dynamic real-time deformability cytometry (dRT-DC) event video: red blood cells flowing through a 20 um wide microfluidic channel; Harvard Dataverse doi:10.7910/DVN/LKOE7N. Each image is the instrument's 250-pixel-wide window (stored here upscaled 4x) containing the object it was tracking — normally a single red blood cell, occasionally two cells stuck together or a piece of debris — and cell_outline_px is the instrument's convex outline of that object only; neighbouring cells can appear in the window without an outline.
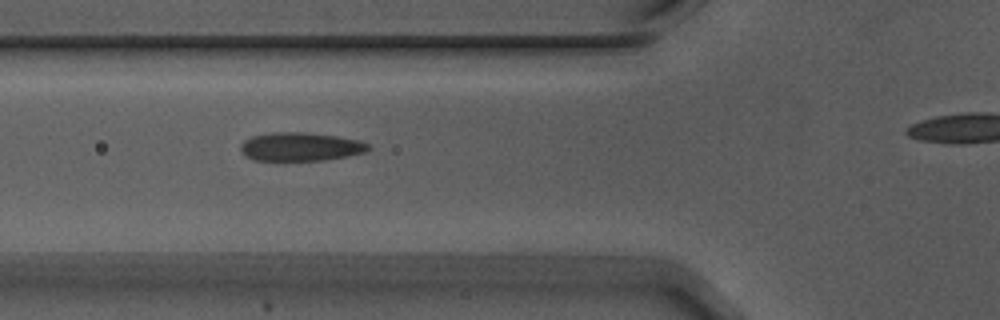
{"species": "Egyptian fruit bat (a non-hibernating species)", "species_latin": "Rousettus aegyptiacus", "temperature_condition": "warm", "stored_images_in_passage": 30, "camera_frame_rate_fps": 3000, "um_per_image_px": 0.085, "animal": {"sex": "male"}, "frame": {"image": 1, "passage_image": 5, "time_ms": 1.333, "image_size_px": [1000, 320], "cell_outline_px": [[372, 148], [364, 152], [348, 156], [324, 160], [252, 160], [244, 156], [240, 148], [240, 144], [244, 140], [252, 136], [272, 132], [308, 132], [336, 136], [360, 140], [368, 144]], "centroid_in_image_um": [25.53, 12.46], "position_along_channel_um": 100.3, "area_um2": 21.39}}
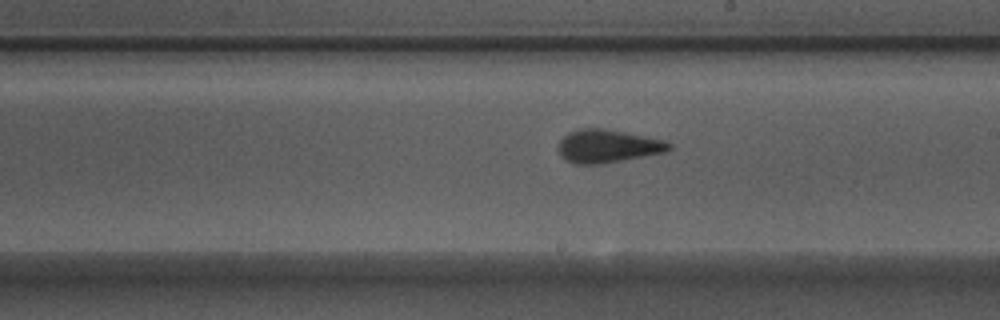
{"frame": {"image": 2, "passage_image": 16, "time_ms": 5.0, "image_size_px": [1000, 320], "cell_outline_px": [[672, 148], [664, 152], [600, 164], [576, 164], [564, 160], [560, 156], [560, 140], [568, 132], [580, 128], [604, 128], [664, 140], [672, 144]], "centroid_in_image_um": [51.63, 12.42], "position_along_channel_um": 237.4, "area_um2": 21.15}}
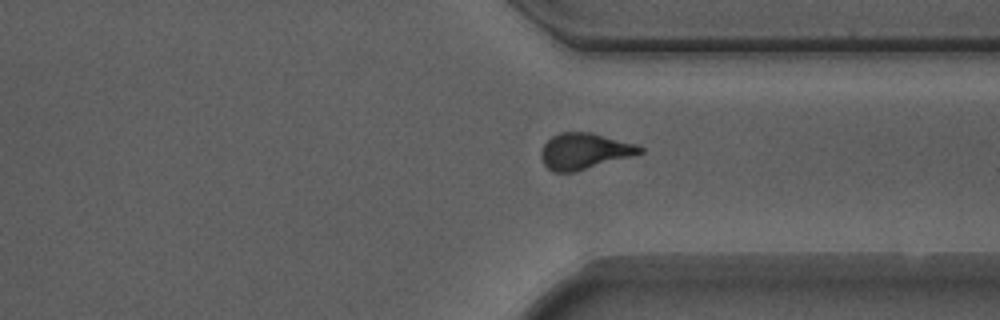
{"frame": {"image": 3, "passage_image": 26, "time_ms": 8.333, "image_size_px": [1000, 320], "cell_outline_px": [[644, 152], [636, 156], [576, 172], [552, 172], [544, 164], [540, 156], [540, 152], [544, 144], [552, 136], [560, 132], [592, 132], [636, 144], [644, 148]], "centroid_in_image_um": [49.71, 12.86], "position_along_channel_um": 361.7, "area_um2": 21.21}}